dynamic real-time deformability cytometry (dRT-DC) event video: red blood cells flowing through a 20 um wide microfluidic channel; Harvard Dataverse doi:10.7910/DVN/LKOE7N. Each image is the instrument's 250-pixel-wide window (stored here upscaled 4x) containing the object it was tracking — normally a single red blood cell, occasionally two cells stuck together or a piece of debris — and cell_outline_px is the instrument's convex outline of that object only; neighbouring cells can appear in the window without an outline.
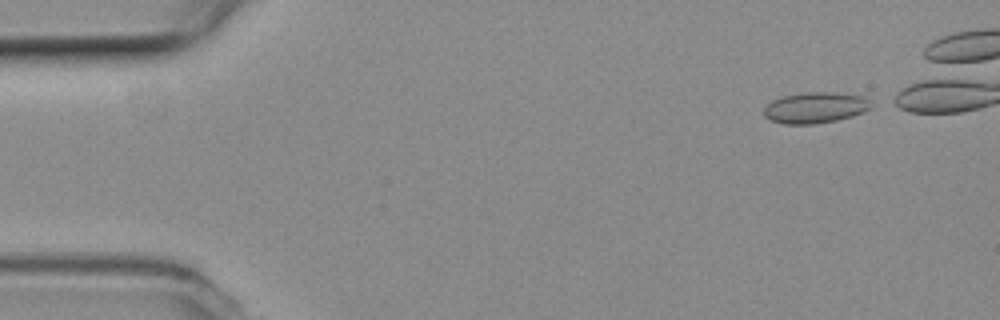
{"species": "common noctule bat (a hibernating species)", "species_latin": "Nyctalus noctula", "temperature_condition": "room temperature", "stored_images_in_passage": 6, "camera_frame_rate_fps": 3000, "um_per_image_px": 0.085, "animal": {"sex": "female", "body_mass_g": 19.3, "forearm_length_mm": 54.1}, "frame": {"image": 1, "passage_image": 1, "time_ms": 0.0, "image_size_px": [1000, 320], "cell_outline_px": [[872, 108], [864, 112], [852, 116], [836, 120], [816, 124], [784, 124], [768, 120], [764, 116], [764, 108], [772, 100], [784, 96], [808, 92], [832, 92], [860, 96], [868, 100], [872, 104]], "centroid_in_image_um": [69.28, 9.17], "position_along_channel_um": 15.7, "area_um2": 19.31}}